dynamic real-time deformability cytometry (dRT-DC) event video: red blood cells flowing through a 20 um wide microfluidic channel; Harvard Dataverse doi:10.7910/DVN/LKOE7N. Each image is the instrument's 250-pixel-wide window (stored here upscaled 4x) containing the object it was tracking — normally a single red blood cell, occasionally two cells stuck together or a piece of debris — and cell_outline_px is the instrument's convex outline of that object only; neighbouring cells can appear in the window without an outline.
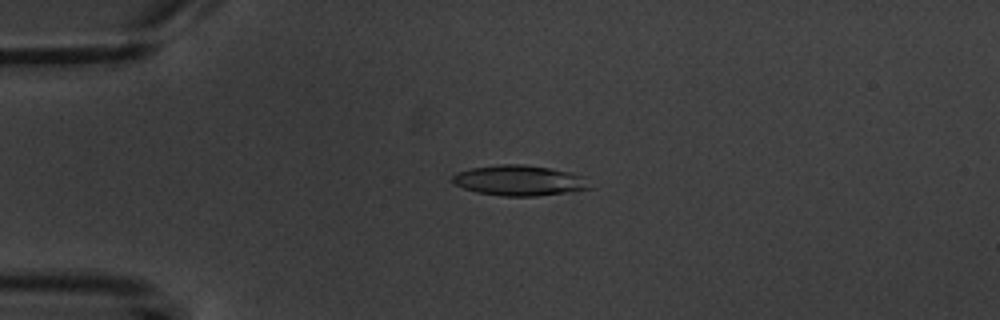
{"species": "common noctule bat (a hibernating species)", "species_latin": "Nyctalus noctula", "temperature_condition": "warm", "stored_images_in_passage": 5, "camera_frame_rate_fps": 3000, "um_per_image_px": 0.085, "animal": {"sex": "male", "body_mass_g": 20.1, "forearm_length_mm": 53.5}, "frame": {"image": 1, "passage_image": 4, "time_ms": 3.333, "image_size_px": [1000, 320], "cell_outline_px": [[596, 188], [536, 196], [504, 196], [476, 192], [464, 188], [456, 184], [452, 180], [452, 176], [456, 172], [472, 168], [500, 164], [524, 164], [548, 168], [568, 172], [580, 176]], "centroid_in_image_um": [44.13, 15.34], "position_along_channel_um": 40.9, "area_um2": 24.1}}